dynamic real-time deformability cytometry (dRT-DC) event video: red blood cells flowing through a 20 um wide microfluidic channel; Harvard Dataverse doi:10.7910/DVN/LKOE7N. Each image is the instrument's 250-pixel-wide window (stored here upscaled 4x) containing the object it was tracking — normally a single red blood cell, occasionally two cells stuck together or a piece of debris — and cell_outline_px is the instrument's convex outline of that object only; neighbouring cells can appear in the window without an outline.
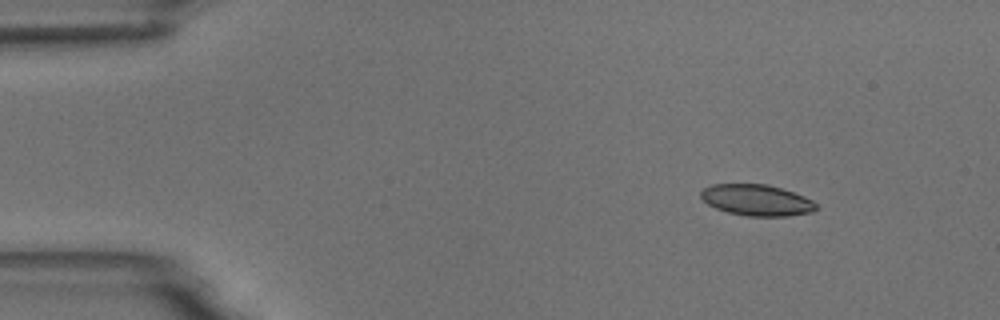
{"species": "common noctule bat (a hibernating species)", "species_latin": "Nyctalus noctula", "temperature_condition": "room temperature", "stored_images_in_passage": 8, "camera_frame_rate_fps": 3000, "um_per_image_px": 0.085, "animal": {"sex": "male", "body_mass_g": 18.8}, "frame": {"image": 1, "passage_image": 2, "time_ms": 1.0, "image_size_px": [1000, 320], "cell_outline_px": [[816, 208], [812, 212], [788, 216], [748, 216], [728, 212], [716, 208], [708, 204], [700, 196], [700, 192], [704, 188], [712, 184], [768, 184], [804, 196], [812, 200], [816, 204]], "centroid_in_image_um": [64.31, 17.01], "position_along_channel_um": 20.7, "area_um2": 20.81}}
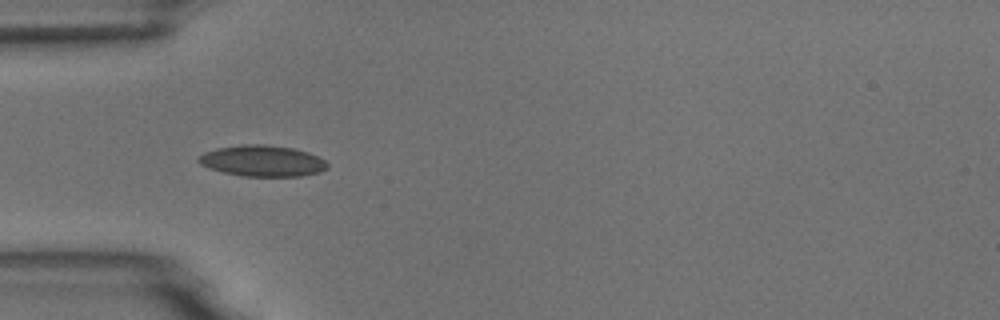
{"frame": {"image": 2, "passage_image": 5, "time_ms": 4.333, "image_size_px": [1000, 320], "cell_outline_px": [[328, 168], [320, 172], [300, 176], [244, 176], [224, 172], [208, 168], [200, 164], [196, 160], [204, 152], [216, 148], [240, 144], [264, 144], [292, 148], [308, 152], [324, 160], [328, 164]], "centroid_in_image_um": [22.28, 13.67], "position_along_channel_um": 62.7, "area_um2": 23.35}}